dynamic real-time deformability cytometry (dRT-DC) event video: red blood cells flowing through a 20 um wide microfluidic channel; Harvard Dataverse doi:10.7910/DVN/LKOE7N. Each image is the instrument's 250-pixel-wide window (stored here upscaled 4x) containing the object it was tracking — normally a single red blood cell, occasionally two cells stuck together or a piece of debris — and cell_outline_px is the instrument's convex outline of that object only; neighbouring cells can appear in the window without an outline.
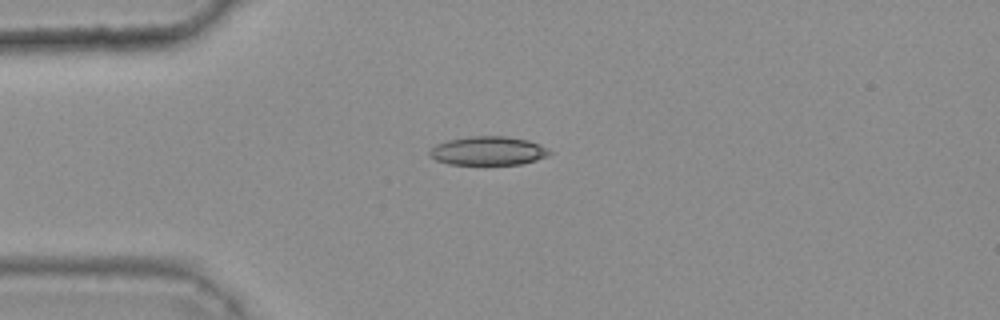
{"species": "common noctule bat (a hibernating species)", "species_latin": "Nyctalus noctula", "temperature_condition": "warm", "stored_images_in_passage": 34, "camera_frame_rate_fps": 3000, "um_per_image_px": 0.085, "animal": {"sex": "female", "body_mass_g": 25.1}, "frame": {"image": 1, "passage_image": 1, "time_ms": 0.0, "image_size_px": [1000, 320], "cell_outline_px": [[552, 152], [548, 156], [536, 160], [520, 164], [448, 164], [436, 160], [428, 152], [436, 144], [448, 140], [472, 136], [504, 136], [528, 140], [540, 144], [548, 148]], "centroid_in_image_um": [41.52, 12.82], "position_along_channel_um": 43.5, "area_um2": 20.0}}
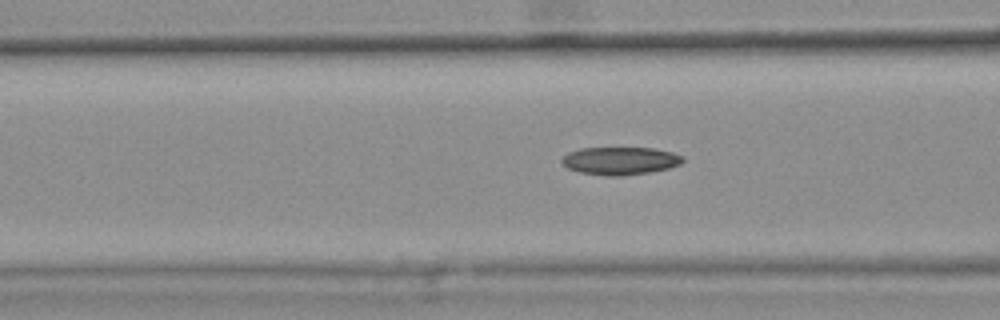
{"frame": {"image": 2, "passage_image": 8, "time_ms": 2.333, "image_size_px": [1000, 320], "cell_outline_px": [[684, 160], [680, 164], [668, 168], [648, 172], [620, 176], [608, 176], [580, 172], [568, 168], [560, 160], [568, 152], [580, 148], [656, 148], [672, 152], [684, 156]], "centroid_in_image_um": [52.72, 13.66], "position_along_channel_um": 113.9, "area_um2": 19.54}}
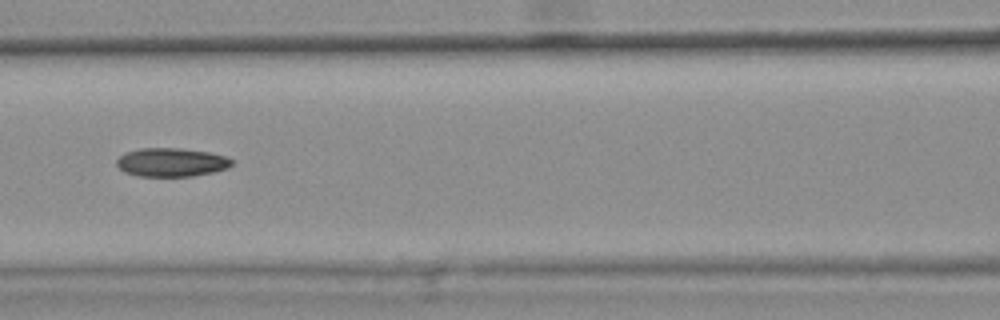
{"frame": {"image": 3, "passage_image": 11, "time_ms": 3.333, "image_size_px": [1000, 320], "cell_outline_px": [[232, 164], [228, 168], [212, 172], [192, 176], [136, 176], [124, 172], [116, 164], [116, 160], [124, 152], [140, 148], [180, 148], [208, 152], [224, 156], [232, 160]], "centroid_in_image_um": [14.52, 13.79], "position_along_channel_um": 152.1, "area_um2": 19.19}, "authors_computed_cell_mechanics": {"area_um2": 19.4497, "velocity_mm_per_s": 3.8086, "shape_relaxation_time_tau1_ms": null, "shape_relaxation_time_tau2_ms": 4.9966, "deformation_change_tau1": null, "deformation_change_tau2": 0.1122}}